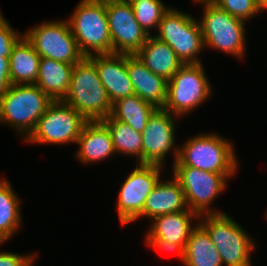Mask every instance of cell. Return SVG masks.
Here are the masks:
<instances>
[{
  "label": "cell",
  "mask_w": 267,
  "mask_h": 266,
  "mask_svg": "<svg viewBox=\"0 0 267 266\" xmlns=\"http://www.w3.org/2000/svg\"><path fill=\"white\" fill-rule=\"evenodd\" d=\"M63 101L88 122L103 121L111 115L112 103L94 62L88 56L74 64L70 88Z\"/></svg>",
  "instance_id": "6da1fadb"
},
{
  "label": "cell",
  "mask_w": 267,
  "mask_h": 266,
  "mask_svg": "<svg viewBox=\"0 0 267 266\" xmlns=\"http://www.w3.org/2000/svg\"><path fill=\"white\" fill-rule=\"evenodd\" d=\"M233 143L214 132L186 139L172 166H190L218 174H236L238 160Z\"/></svg>",
  "instance_id": "7a4b0ae2"
},
{
  "label": "cell",
  "mask_w": 267,
  "mask_h": 266,
  "mask_svg": "<svg viewBox=\"0 0 267 266\" xmlns=\"http://www.w3.org/2000/svg\"><path fill=\"white\" fill-rule=\"evenodd\" d=\"M51 102L36 84H11L0 97V123L16 129L25 141Z\"/></svg>",
  "instance_id": "3957f363"
},
{
  "label": "cell",
  "mask_w": 267,
  "mask_h": 266,
  "mask_svg": "<svg viewBox=\"0 0 267 266\" xmlns=\"http://www.w3.org/2000/svg\"><path fill=\"white\" fill-rule=\"evenodd\" d=\"M199 220L219 252L223 266H252L255 240L231 216L227 213L203 214Z\"/></svg>",
  "instance_id": "277c9868"
},
{
  "label": "cell",
  "mask_w": 267,
  "mask_h": 266,
  "mask_svg": "<svg viewBox=\"0 0 267 266\" xmlns=\"http://www.w3.org/2000/svg\"><path fill=\"white\" fill-rule=\"evenodd\" d=\"M66 20L84 56L112 54L105 0H81Z\"/></svg>",
  "instance_id": "5b68a950"
},
{
  "label": "cell",
  "mask_w": 267,
  "mask_h": 266,
  "mask_svg": "<svg viewBox=\"0 0 267 266\" xmlns=\"http://www.w3.org/2000/svg\"><path fill=\"white\" fill-rule=\"evenodd\" d=\"M198 21L204 47L243 58L246 51V22L220 9L216 4H204Z\"/></svg>",
  "instance_id": "8992f818"
},
{
  "label": "cell",
  "mask_w": 267,
  "mask_h": 266,
  "mask_svg": "<svg viewBox=\"0 0 267 266\" xmlns=\"http://www.w3.org/2000/svg\"><path fill=\"white\" fill-rule=\"evenodd\" d=\"M203 64H184L168 80L167 98L163 109L183 117L207 101L212 87Z\"/></svg>",
  "instance_id": "52a82bcc"
},
{
  "label": "cell",
  "mask_w": 267,
  "mask_h": 266,
  "mask_svg": "<svg viewBox=\"0 0 267 266\" xmlns=\"http://www.w3.org/2000/svg\"><path fill=\"white\" fill-rule=\"evenodd\" d=\"M156 33L153 36L167 43L184 64H202L198 55L205 48L203 36L198 20L192 15L170 7Z\"/></svg>",
  "instance_id": "ba28073f"
},
{
  "label": "cell",
  "mask_w": 267,
  "mask_h": 266,
  "mask_svg": "<svg viewBox=\"0 0 267 266\" xmlns=\"http://www.w3.org/2000/svg\"><path fill=\"white\" fill-rule=\"evenodd\" d=\"M173 176L184 191L188 209L196 214H221L211 205L227 188V182L234 174H218L190 166H173ZM229 178V179H228Z\"/></svg>",
  "instance_id": "9c48e42d"
},
{
  "label": "cell",
  "mask_w": 267,
  "mask_h": 266,
  "mask_svg": "<svg viewBox=\"0 0 267 266\" xmlns=\"http://www.w3.org/2000/svg\"><path fill=\"white\" fill-rule=\"evenodd\" d=\"M88 121L63 100L52 101L39 118L35 130L25 140L33 144L77 143Z\"/></svg>",
  "instance_id": "30bf717a"
},
{
  "label": "cell",
  "mask_w": 267,
  "mask_h": 266,
  "mask_svg": "<svg viewBox=\"0 0 267 266\" xmlns=\"http://www.w3.org/2000/svg\"><path fill=\"white\" fill-rule=\"evenodd\" d=\"M24 36L41 57L69 64H76L84 57L67 20L40 23L29 28Z\"/></svg>",
  "instance_id": "8fae6325"
},
{
  "label": "cell",
  "mask_w": 267,
  "mask_h": 266,
  "mask_svg": "<svg viewBox=\"0 0 267 266\" xmlns=\"http://www.w3.org/2000/svg\"><path fill=\"white\" fill-rule=\"evenodd\" d=\"M135 167L120 185L117 212L122 225L142 217L145 200L160 181L163 168L161 165L138 163Z\"/></svg>",
  "instance_id": "7c38bea8"
},
{
  "label": "cell",
  "mask_w": 267,
  "mask_h": 266,
  "mask_svg": "<svg viewBox=\"0 0 267 266\" xmlns=\"http://www.w3.org/2000/svg\"><path fill=\"white\" fill-rule=\"evenodd\" d=\"M163 108H157L150 116L142 133V164L163 166L169 152L173 153V164L178 159L179 147L175 144L176 119ZM175 144V145H174ZM165 158V159H164Z\"/></svg>",
  "instance_id": "4fadbf2b"
},
{
  "label": "cell",
  "mask_w": 267,
  "mask_h": 266,
  "mask_svg": "<svg viewBox=\"0 0 267 266\" xmlns=\"http://www.w3.org/2000/svg\"><path fill=\"white\" fill-rule=\"evenodd\" d=\"M112 53L136 54L149 35L141 28L132 5L123 0H105Z\"/></svg>",
  "instance_id": "5bb4252c"
},
{
  "label": "cell",
  "mask_w": 267,
  "mask_h": 266,
  "mask_svg": "<svg viewBox=\"0 0 267 266\" xmlns=\"http://www.w3.org/2000/svg\"><path fill=\"white\" fill-rule=\"evenodd\" d=\"M88 57L94 62L112 104L121 98L134 95L133 84L127 71L126 54H94Z\"/></svg>",
  "instance_id": "9a60e30c"
},
{
  "label": "cell",
  "mask_w": 267,
  "mask_h": 266,
  "mask_svg": "<svg viewBox=\"0 0 267 266\" xmlns=\"http://www.w3.org/2000/svg\"><path fill=\"white\" fill-rule=\"evenodd\" d=\"M126 64L134 94L156 108H163L168 81L149 70L136 54H126Z\"/></svg>",
  "instance_id": "2e32d148"
},
{
  "label": "cell",
  "mask_w": 267,
  "mask_h": 266,
  "mask_svg": "<svg viewBox=\"0 0 267 266\" xmlns=\"http://www.w3.org/2000/svg\"><path fill=\"white\" fill-rule=\"evenodd\" d=\"M76 144L79 145L77 159L84 165L109 160L115 154L111 134L101 121L87 122Z\"/></svg>",
  "instance_id": "e0dca14e"
},
{
  "label": "cell",
  "mask_w": 267,
  "mask_h": 266,
  "mask_svg": "<svg viewBox=\"0 0 267 266\" xmlns=\"http://www.w3.org/2000/svg\"><path fill=\"white\" fill-rule=\"evenodd\" d=\"M197 219H199V215L189 209L156 216L152 219L145 238H159L180 244L185 249L192 230L198 224V221L195 225L191 221Z\"/></svg>",
  "instance_id": "ac0fdd59"
},
{
  "label": "cell",
  "mask_w": 267,
  "mask_h": 266,
  "mask_svg": "<svg viewBox=\"0 0 267 266\" xmlns=\"http://www.w3.org/2000/svg\"><path fill=\"white\" fill-rule=\"evenodd\" d=\"M169 179L164 182L161 178L147 196L142 217H148L152 220L159 215L177 213L188 209L184 191L179 182L174 177Z\"/></svg>",
  "instance_id": "d6986e66"
},
{
  "label": "cell",
  "mask_w": 267,
  "mask_h": 266,
  "mask_svg": "<svg viewBox=\"0 0 267 266\" xmlns=\"http://www.w3.org/2000/svg\"><path fill=\"white\" fill-rule=\"evenodd\" d=\"M136 55L149 70L164 77L167 81L184 65L167 43L153 35L148 36Z\"/></svg>",
  "instance_id": "ffe728a7"
},
{
  "label": "cell",
  "mask_w": 267,
  "mask_h": 266,
  "mask_svg": "<svg viewBox=\"0 0 267 266\" xmlns=\"http://www.w3.org/2000/svg\"><path fill=\"white\" fill-rule=\"evenodd\" d=\"M74 64L41 57L36 85L52 100H64L70 88Z\"/></svg>",
  "instance_id": "44dd1931"
},
{
  "label": "cell",
  "mask_w": 267,
  "mask_h": 266,
  "mask_svg": "<svg viewBox=\"0 0 267 266\" xmlns=\"http://www.w3.org/2000/svg\"><path fill=\"white\" fill-rule=\"evenodd\" d=\"M41 56L24 34L13 45L10 61L11 84H35Z\"/></svg>",
  "instance_id": "7402d4cb"
},
{
  "label": "cell",
  "mask_w": 267,
  "mask_h": 266,
  "mask_svg": "<svg viewBox=\"0 0 267 266\" xmlns=\"http://www.w3.org/2000/svg\"><path fill=\"white\" fill-rule=\"evenodd\" d=\"M183 264V266H223L221 256L209 234L199 223L186 242Z\"/></svg>",
  "instance_id": "603a6c76"
},
{
  "label": "cell",
  "mask_w": 267,
  "mask_h": 266,
  "mask_svg": "<svg viewBox=\"0 0 267 266\" xmlns=\"http://www.w3.org/2000/svg\"><path fill=\"white\" fill-rule=\"evenodd\" d=\"M21 200L10 182L0 180V242H7L22 227Z\"/></svg>",
  "instance_id": "cb8c5ba5"
},
{
  "label": "cell",
  "mask_w": 267,
  "mask_h": 266,
  "mask_svg": "<svg viewBox=\"0 0 267 266\" xmlns=\"http://www.w3.org/2000/svg\"><path fill=\"white\" fill-rule=\"evenodd\" d=\"M156 109L154 105L134 94L114 102L110 116L142 132Z\"/></svg>",
  "instance_id": "d4e9b609"
},
{
  "label": "cell",
  "mask_w": 267,
  "mask_h": 266,
  "mask_svg": "<svg viewBox=\"0 0 267 266\" xmlns=\"http://www.w3.org/2000/svg\"><path fill=\"white\" fill-rule=\"evenodd\" d=\"M101 122L111 134L115 153L136 156L137 163L142 164V133L111 116Z\"/></svg>",
  "instance_id": "484cf974"
},
{
  "label": "cell",
  "mask_w": 267,
  "mask_h": 266,
  "mask_svg": "<svg viewBox=\"0 0 267 266\" xmlns=\"http://www.w3.org/2000/svg\"><path fill=\"white\" fill-rule=\"evenodd\" d=\"M135 19L147 35H153L152 28L158 29V25L165 12L170 8L162 0H142L132 3Z\"/></svg>",
  "instance_id": "4316f807"
},
{
  "label": "cell",
  "mask_w": 267,
  "mask_h": 266,
  "mask_svg": "<svg viewBox=\"0 0 267 266\" xmlns=\"http://www.w3.org/2000/svg\"><path fill=\"white\" fill-rule=\"evenodd\" d=\"M215 4L245 22L264 10L259 0H218Z\"/></svg>",
  "instance_id": "83f0119b"
},
{
  "label": "cell",
  "mask_w": 267,
  "mask_h": 266,
  "mask_svg": "<svg viewBox=\"0 0 267 266\" xmlns=\"http://www.w3.org/2000/svg\"><path fill=\"white\" fill-rule=\"evenodd\" d=\"M22 35L10 25L0 10V58H9L13 45Z\"/></svg>",
  "instance_id": "f1b7e54d"
},
{
  "label": "cell",
  "mask_w": 267,
  "mask_h": 266,
  "mask_svg": "<svg viewBox=\"0 0 267 266\" xmlns=\"http://www.w3.org/2000/svg\"><path fill=\"white\" fill-rule=\"evenodd\" d=\"M2 245L3 242H0ZM35 254L14 253L9 251L0 252V266H33L36 259Z\"/></svg>",
  "instance_id": "f546056e"
},
{
  "label": "cell",
  "mask_w": 267,
  "mask_h": 266,
  "mask_svg": "<svg viewBox=\"0 0 267 266\" xmlns=\"http://www.w3.org/2000/svg\"><path fill=\"white\" fill-rule=\"evenodd\" d=\"M150 248H154L159 251L174 252L179 260L183 263L184 261V248L180 244L171 243L166 240L159 238H146L145 239Z\"/></svg>",
  "instance_id": "4dcf8cb0"
},
{
  "label": "cell",
  "mask_w": 267,
  "mask_h": 266,
  "mask_svg": "<svg viewBox=\"0 0 267 266\" xmlns=\"http://www.w3.org/2000/svg\"><path fill=\"white\" fill-rule=\"evenodd\" d=\"M10 85L9 58H0V97L9 89Z\"/></svg>",
  "instance_id": "1f68e13d"
},
{
  "label": "cell",
  "mask_w": 267,
  "mask_h": 266,
  "mask_svg": "<svg viewBox=\"0 0 267 266\" xmlns=\"http://www.w3.org/2000/svg\"><path fill=\"white\" fill-rule=\"evenodd\" d=\"M194 3L197 2L198 3H201V4H215L218 0H193Z\"/></svg>",
  "instance_id": "d6a6232c"
},
{
  "label": "cell",
  "mask_w": 267,
  "mask_h": 266,
  "mask_svg": "<svg viewBox=\"0 0 267 266\" xmlns=\"http://www.w3.org/2000/svg\"><path fill=\"white\" fill-rule=\"evenodd\" d=\"M264 11L267 10V0H259Z\"/></svg>",
  "instance_id": "836d02e7"
},
{
  "label": "cell",
  "mask_w": 267,
  "mask_h": 266,
  "mask_svg": "<svg viewBox=\"0 0 267 266\" xmlns=\"http://www.w3.org/2000/svg\"><path fill=\"white\" fill-rule=\"evenodd\" d=\"M123 1L132 4V3L139 2V1H142V0H123Z\"/></svg>",
  "instance_id": "e575fe53"
}]
</instances>
